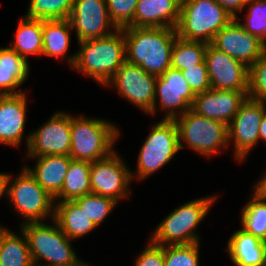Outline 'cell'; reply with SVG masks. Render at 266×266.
I'll return each instance as SVG.
<instances>
[{"instance_id":"obj_15","label":"cell","mask_w":266,"mask_h":266,"mask_svg":"<svg viewBox=\"0 0 266 266\" xmlns=\"http://www.w3.org/2000/svg\"><path fill=\"white\" fill-rule=\"evenodd\" d=\"M205 62L211 89L248 91L249 67L207 45Z\"/></svg>"},{"instance_id":"obj_10","label":"cell","mask_w":266,"mask_h":266,"mask_svg":"<svg viewBox=\"0 0 266 266\" xmlns=\"http://www.w3.org/2000/svg\"><path fill=\"white\" fill-rule=\"evenodd\" d=\"M28 156L70 155L71 116L56 113L48 123L27 137Z\"/></svg>"},{"instance_id":"obj_38","label":"cell","mask_w":266,"mask_h":266,"mask_svg":"<svg viewBox=\"0 0 266 266\" xmlns=\"http://www.w3.org/2000/svg\"><path fill=\"white\" fill-rule=\"evenodd\" d=\"M138 256L136 266H164V246L150 243Z\"/></svg>"},{"instance_id":"obj_31","label":"cell","mask_w":266,"mask_h":266,"mask_svg":"<svg viewBox=\"0 0 266 266\" xmlns=\"http://www.w3.org/2000/svg\"><path fill=\"white\" fill-rule=\"evenodd\" d=\"M73 5L74 0H30L26 17L41 20L67 19Z\"/></svg>"},{"instance_id":"obj_27","label":"cell","mask_w":266,"mask_h":266,"mask_svg":"<svg viewBox=\"0 0 266 266\" xmlns=\"http://www.w3.org/2000/svg\"><path fill=\"white\" fill-rule=\"evenodd\" d=\"M70 19L43 20L42 54L62 57L69 48Z\"/></svg>"},{"instance_id":"obj_44","label":"cell","mask_w":266,"mask_h":266,"mask_svg":"<svg viewBox=\"0 0 266 266\" xmlns=\"http://www.w3.org/2000/svg\"><path fill=\"white\" fill-rule=\"evenodd\" d=\"M75 266H87L85 264H83V262L79 261Z\"/></svg>"},{"instance_id":"obj_33","label":"cell","mask_w":266,"mask_h":266,"mask_svg":"<svg viewBox=\"0 0 266 266\" xmlns=\"http://www.w3.org/2000/svg\"><path fill=\"white\" fill-rule=\"evenodd\" d=\"M199 243L164 246V266H198Z\"/></svg>"},{"instance_id":"obj_20","label":"cell","mask_w":266,"mask_h":266,"mask_svg":"<svg viewBox=\"0 0 266 266\" xmlns=\"http://www.w3.org/2000/svg\"><path fill=\"white\" fill-rule=\"evenodd\" d=\"M181 2L179 0H139L133 27H176Z\"/></svg>"},{"instance_id":"obj_9","label":"cell","mask_w":266,"mask_h":266,"mask_svg":"<svg viewBox=\"0 0 266 266\" xmlns=\"http://www.w3.org/2000/svg\"><path fill=\"white\" fill-rule=\"evenodd\" d=\"M14 181L9 188L6 187V192L16 209L29 219L28 223L39 222V219L50 216V212L54 217V210H51L55 199L38 184L25 167Z\"/></svg>"},{"instance_id":"obj_25","label":"cell","mask_w":266,"mask_h":266,"mask_svg":"<svg viewBox=\"0 0 266 266\" xmlns=\"http://www.w3.org/2000/svg\"><path fill=\"white\" fill-rule=\"evenodd\" d=\"M10 48L25 60L27 55L42 54L43 20L27 17L22 19L17 28L16 39Z\"/></svg>"},{"instance_id":"obj_4","label":"cell","mask_w":266,"mask_h":266,"mask_svg":"<svg viewBox=\"0 0 266 266\" xmlns=\"http://www.w3.org/2000/svg\"><path fill=\"white\" fill-rule=\"evenodd\" d=\"M105 120L73 118L71 116V147L69 157L74 160L94 162L111 155L112 146L119 133Z\"/></svg>"},{"instance_id":"obj_6","label":"cell","mask_w":266,"mask_h":266,"mask_svg":"<svg viewBox=\"0 0 266 266\" xmlns=\"http://www.w3.org/2000/svg\"><path fill=\"white\" fill-rule=\"evenodd\" d=\"M215 198L216 196L197 199L180 205L160 223L150 242L160 246L187 245L199 242L194 228L206 216Z\"/></svg>"},{"instance_id":"obj_19","label":"cell","mask_w":266,"mask_h":266,"mask_svg":"<svg viewBox=\"0 0 266 266\" xmlns=\"http://www.w3.org/2000/svg\"><path fill=\"white\" fill-rule=\"evenodd\" d=\"M26 118L25 93L0 95V142L18 146Z\"/></svg>"},{"instance_id":"obj_43","label":"cell","mask_w":266,"mask_h":266,"mask_svg":"<svg viewBox=\"0 0 266 266\" xmlns=\"http://www.w3.org/2000/svg\"><path fill=\"white\" fill-rule=\"evenodd\" d=\"M8 232H9L8 230H6L5 228H2L0 226V250H1V246H2L3 239L5 238V236H6V234Z\"/></svg>"},{"instance_id":"obj_41","label":"cell","mask_w":266,"mask_h":266,"mask_svg":"<svg viewBox=\"0 0 266 266\" xmlns=\"http://www.w3.org/2000/svg\"><path fill=\"white\" fill-rule=\"evenodd\" d=\"M256 186V190L255 192H257L262 198L265 199L266 201V175L264 176V178L255 185Z\"/></svg>"},{"instance_id":"obj_30","label":"cell","mask_w":266,"mask_h":266,"mask_svg":"<svg viewBox=\"0 0 266 266\" xmlns=\"http://www.w3.org/2000/svg\"><path fill=\"white\" fill-rule=\"evenodd\" d=\"M254 194L242 210V229L266 242V202L257 192Z\"/></svg>"},{"instance_id":"obj_8","label":"cell","mask_w":266,"mask_h":266,"mask_svg":"<svg viewBox=\"0 0 266 266\" xmlns=\"http://www.w3.org/2000/svg\"><path fill=\"white\" fill-rule=\"evenodd\" d=\"M179 149L175 121L163 119L152 127L140 150L137 176L141 179L146 178L170 161Z\"/></svg>"},{"instance_id":"obj_12","label":"cell","mask_w":266,"mask_h":266,"mask_svg":"<svg viewBox=\"0 0 266 266\" xmlns=\"http://www.w3.org/2000/svg\"><path fill=\"white\" fill-rule=\"evenodd\" d=\"M132 176L133 174L125 167L119 156L113 152L108 157L91 163V193L112 198L117 202L118 199L129 195L127 186Z\"/></svg>"},{"instance_id":"obj_42","label":"cell","mask_w":266,"mask_h":266,"mask_svg":"<svg viewBox=\"0 0 266 266\" xmlns=\"http://www.w3.org/2000/svg\"><path fill=\"white\" fill-rule=\"evenodd\" d=\"M259 138L266 141V111L263 114V118L260 124Z\"/></svg>"},{"instance_id":"obj_7","label":"cell","mask_w":266,"mask_h":266,"mask_svg":"<svg viewBox=\"0 0 266 266\" xmlns=\"http://www.w3.org/2000/svg\"><path fill=\"white\" fill-rule=\"evenodd\" d=\"M174 119L178 128L179 148L183 145L181 140L187 142V146L204 155H211L219 147L228 144L227 125L221 121L199 116L194 111H186L180 118Z\"/></svg>"},{"instance_id":"obj_16","label":"cell","mask_w":266,"mask_h":266,"mask_svg":"<svg viewBox=\"0 0 266 266\" xmlns=\"http://www.w3.org/2000/svg\"><path fill=\"white\" fill-rule=\"evenodd\" d=\"M69 19L79 42L112 34L107 31L110 26L117 29L109 17L106 0H74Z\"/></svg>"},{"instance_id":"obj_29","label":"cell","mask_w":266,"mask_h":266,"mask_svg":"<svg viewBox=\"0 0 266 266\" xmlns=\"http://www.w3.org/2000/svg\"><path fill=\"white\" fill-rule=\"evenodd\" d=\"M207 43L201 41H187L177 37L174 42L171 68L184 70L205 61Z\"/></svg>"},{"instance_id":"obj_18","label":"cell","mask_w":266,"mask_h":266,"mask_svg":"<svg viewBox=\"0 0 266 266\" xmlns=\"http://www.w3.org/2000/svg\"><path fill=\"white\" fill-rule=\"evenodd\" d=\"M155 94L159 95L161 108L168 109V114L164 118L168 120L176 118V108L182 109L180 115L191 110L196 96L182 72L171 67L162 75L157 76Z\"/></svg>"},{"instance_id":"obj_13","label":"cell","mask_w":266,"mask_h":266,"mask_svg":"<svg viewBox=\"0 0 266 266\" xmlns=\"http://www.w3.org/2000/svg\"><path fill=\"white\" fill-rule=\"evenodd\" d=\"M265 106V102L247 97L232 122L227 125L228 141L232 138L234 140L237 160L245 159V155L259 140Z\"/></svg>"},{"instance_id":"obj_14","label":"cell","mask_w":266,"mask_h":266,"mask_svg":"<svg viewBox=\"0 0 266 266\" xmlns=\"http://www.w3.org/2000/svg\"><path fill=\"white\" fill-rule=\"evenodd\" d=\"M211 45L247 67L252 66L266 52V44L244 30L235 18L215 35Z\"/></svg>"},{"instance_id":"obj_39","label":"cell","mask_w":266,"mask_h":266,"mask_svg":"<svg viewBox=\"0 0 266 266\" xmlns=\"http://www.w3.org/2000/svg\"><path fill=\"white\" fill-rule=\"evenodd\" d=\"M233 18L237 19L235 11H242L247 0H216Z\"/></svg>"},{"instance_id":"obj_40","label":"cell","mask_w":266,"mask_h":266,"mask_svg":"<svg viewBox=\"0 0 266 266\" xmlns=\"http://www.w3.org/2000/svg\"><path fill=\"white\" fill-rule=\"evenodd\" d=\"M10 180L9 175L0 173V197L5 193Z\"/></svg>"},{"instance_id":"obj_23","label":"cell","mask_w":266,"mask_h":266,"mask_svg":"<svg viewBox=\"0 0 266 266\" xmlns=\"http://www.w3.org/2000/svg\"><path fill=\"white\" fill-rule=\"evenodd\" d=\"M28 69V61L15 50L10 47L0 48V89H5L0 95L23 93L21 90L19 92L14 90L25 81Z\"/></svg>"},{"instance_id":"obj_32","label":"cell","mask_w":266,"mask_h":266,"mask_svg":"<svg viewBox=\"0 0 266 266\" xmlns=\"http://www.w3.org/2000/svg\"><path fill=\"white\" fill-rule=\"evenodd\" d=\"M88 218L98 226L116 205L112 198L89 193L73 200Z\"/></svg>"},{"instance_id":"obj_1","label":"cell","mask_w":266,"mask_h":266,"mask_svg":"<svg viewBox=\"0 0 266 266\" xmlns=\"http://www.w3.org/2000/svg\"><path fill=\"white\" fill-rule=\"evenodd\" d=\"M122 30L128 63L155 76L171 67L172 50L178 37L174 28L126 27Z\"/></svg>"},{"instance_id":"obj_5","label":"cell","mask_w":266,"mask_h":266,"mask_svg":"<svg viewBox=\"0 0 266 266\" xmlns=\"http://www.w3.org/2000/svg\"><path fill=\"white\" fill-rule=\"evenodd\" d=\"M55 227L43 222H25L22 231L25 233L31 258L34 266L39 258L48 261L47 266H75L76 253L70 245V240L60 229L58 223Z\"/></svg>"},{"instance_id":"obj_2","label":"cell","mask_w":266,"mask_h":266,"mask_svg":"<svg viewBox=\"0 0 266 266\" xmlns=\"http://www.w3.org/2000/svg\"><path fill=\"white\" fill-rule=\"evenodd\" d=\"M79 44L81 50L68 59L70 64L101 84H108L126 62L122 29H116L115 34L82 41Z\"/></svg>"},{"instance_id":"obj_21","label":"cell","mask_w":266,"mask_h":266,"mask_svg":"<svg viewBox=\"0 0 266 266\" xmlns=\"http://www.w3.org/2000/svg\"><path fill=\"white\" fill-rule=\"evenodd\" d=\"M36 168L25 167L38 184L54 199L61 192L71 158L66 155L37 157Z\"/></svg>"},{"instance_id":"obj_37","label":"cell","mask_w":266,"mask_h":266,"mask_svg":"<svg viewBox=\"0 0 266 266\" xmlns=\"http://www.w3.org/2000/svg\"><path fill=\"white\" fill-rule=\"evenodd\" d=\"M193 93L199 94L211 89L206 62L181 70Z\"/></svg>"},{"instance_id":"obj_34","label":"cell","mask_w":266,"mask_h":266,"mask_svg":"<svg viewBox=\"0 0 266 266\" xmlns=\"http://www.w3.org/2000/svg\"><path fill=\"white\" fill-rule=\"evenodd\" d=\"M246 4H251L246 24L240 25L266 44V0H247Z\"/></svg>"},{"instance_id":"obj_11","label":"cell","mask_w":266,"mask_h":266,"mask_svg":"<svg viewBox=\"0 0 266 266\" xmlns=\"http://www.w3.org/2000/svg\"><path fill=\"white\" fill-rule=\"evenodd\" d=\"M156 78L126 61L108 83L118 87V91L134 105L152 114L156 110Z\"/></svg>"},{"instance_id":"obj_36","label":"cell","mask_w":266,"mask_h":266,"mask_svg":"<svg viewBox=\"0 0 266 266\" xmlns=\"http://www.w3.org/2000/svg\"><path fill=\"white\" fill-rule=\"evenodd\" d=\"M248 97L266 102V52L249 67Z\"/></svg>"},{"instance_id":"obj_26","label":"cell","mask_w":266,"mask_h":266,"mask_svg":"<svg viewBox=\"0 0 266 266\" xmlns=\"http://www.w3.org/2000/svg\"><path fill=\"white\" fill-rule=\"evenodd\" d=\"M90 167V162L72 159L61 192L55 199L61 197L63 201H73L91 193Z\"/></svg>"},{"instance_id":"obj_28","label":"cell","mask_w":266,"mask_h":266,"mask_svg":"<svg viewBox=\"0 0 266 266\" xmlns=\"http://www.w3.org/2000/svg\"><path fill=\"white\" fill-rule=\"evenodd\" d=\"M21 239L13 232H8L0 250V266H34L27 237Z\"/></svg>"},{"instance_id":"obj_35","label":"cell","mask_w":266,"mask_h":266,"mask_svg":"<svg viewBox=\"0 0 266 266\" xmlns=\"http://www.w3.org/2000/svg\"><path fill=\"white\" fill-rule=\"evenodd\" d=\"M139 0H106L109 17L117 29L133 27Z\"/></svg>"},{"instance_id":"obj_22","label":"cell","mask_w":266,"mask_h":266,"mask_svg":"<svg viewBox=\"0 0 266 266\" xmlns=\"http://www.w3.org/2000/svg\"><path fill=\"white\" fill-rule=\"evenodd\" d=\"M227 250L236 266H264L266 263V242L244 229L230 237Z\"/></svg>"},{"instance_id":"obj_3","label":"cell","mask_w":266,"mask_h":266,"mask_svg":"<svg viewBox=\"0 0 266 266\" xmlns=\"http://www.w3.org/2000/svg\"><path fill=\"white\" fill-rule=\"evenodd\" d=\"M233 19L216 0H184L175 30L181 39L211 44Z\"/></svg>"},{"instance_id":"obj_17","label":"cell","mask_w":266,"mask_h":266,"mask_svg":"<svg viewBox=\"0 0 266 266\" xmlns=\"http://www.w3.org/2000/svg\"><path fill=\"white\" fill-rule=\"evenodd\" d=\"M247 97L248 91L209 89L196 94L191 110L228 125Z\"/></svg>"},{"instance_id":"obj_24","label":"cell","mask_w":266,"mask_h":266,"mask_svg":"<svg viewBox=\"0 0 266 266\" xmlns=\"http://www.w3.org/2000/svg\"><path fill=\"white\" fill-rule=\"evenodd\" d=\"M53 219L69 239L81 237L97 227L74 201H60Z\"/></svg>"}]
</instances>
